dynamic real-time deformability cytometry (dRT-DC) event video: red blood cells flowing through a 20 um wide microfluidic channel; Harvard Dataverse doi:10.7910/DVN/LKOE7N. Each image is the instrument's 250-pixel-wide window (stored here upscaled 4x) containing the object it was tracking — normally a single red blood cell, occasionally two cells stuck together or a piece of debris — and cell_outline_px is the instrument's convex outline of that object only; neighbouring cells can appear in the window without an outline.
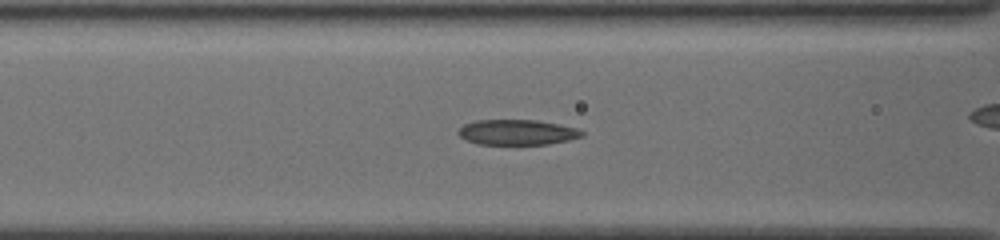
{"species": "common noctule bat (a hibernating species)", "species_latin": "Nyctalus noctula", "temperature_condition": "cold", "stored_images_in_passage": 55, "camera_frame_rate_fps": 3000, "um_per_image_px": 0.085, "animal": {"sex": "female", "body_mass_g": 19.5, "forearm_length_mm": 54.1}, "frame": {"image": 1, "passage_image": 26, "time_ms": 8.333, "image_size_px": [1000, 240], "cell_outline_px": [[584, 136], [568, 140], [548, 144], [476, 144], [460, 136], [456, 132], [464, 124], [476, 120], [536, 120], [560, 124], [576, 128], [584, 132]], "centroid_in_image_um": [43.96, 11.24], "position_along_channel_um": 122.6, "area_um2": 18.21}}
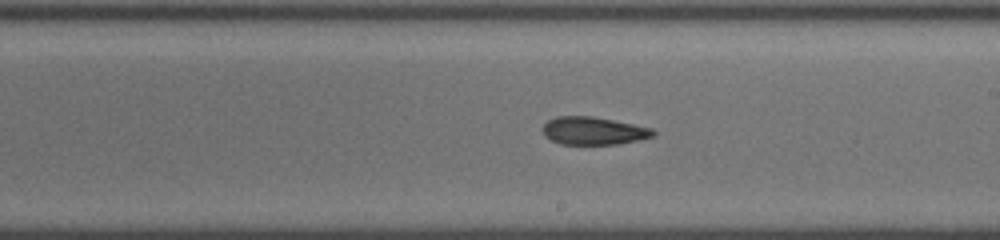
{"frame": {"image": 2, "passage_image": 35, "time_ms": 11.333, "image_size_px": [1000, 240], "cell_outline_px": [[656, 132], [652, 136], [640, 140], [620, 144], [560, 144], [544, 136], [544, 124], [548, 120], [556, 116], [592, 116], [652, 128]], "centroid_in_image_um": [50.45, 11.12], "position_along_channel_um": 238.6, "area_um2": 17.8}}
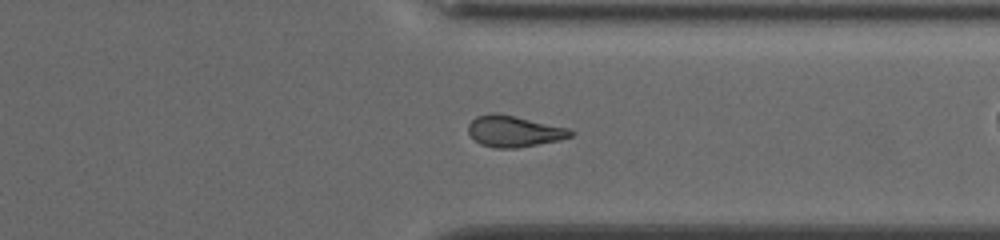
{"frame": {"image": 3, "passage_image": 45, "time_ms": 14.667, "image_size_px": [1000, 240], "cell_outline_px": [[576, 132], [572, 136], [560, 140], [516, 148], [496, 148], [480, 144], [468, 132], [468, 124], [476, 116], [492, 112], [512, 116], [568, 128]], "centroid_in_image_um": [43.69, 11.16], "position_along_channel_um": 367.7, "area_um2": 18.38}}